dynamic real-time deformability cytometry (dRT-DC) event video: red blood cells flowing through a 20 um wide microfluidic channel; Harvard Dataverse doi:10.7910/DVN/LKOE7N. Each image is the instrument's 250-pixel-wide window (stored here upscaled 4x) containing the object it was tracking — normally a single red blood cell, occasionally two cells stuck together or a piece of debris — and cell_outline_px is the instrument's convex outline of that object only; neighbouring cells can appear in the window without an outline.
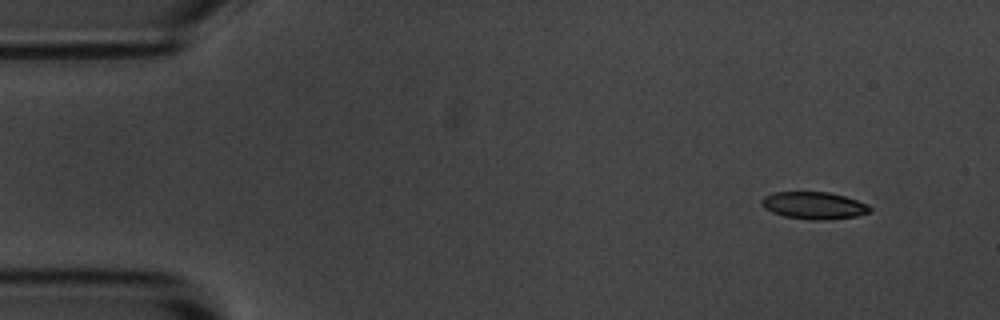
{"species": "common noctule bat (a hibernating species)", "species_latin": "Nyctalus noctula", "temperature_condition": "room temperature", "stored_images_in_passage": 4, "camera_frame_rate_fps": 3000, "um_per_image_px": 0.085, "animal": {"sex": "male", "body_mass_g": 20.1, "forearm_length_mm": 53.5}, "frame": {"image": 1, "passage_image": 1, "time_ms": 0.0, "image_size_px": [1000, 320], "cell_outline_px": [[872, 212], [856, 216], [824, 220], [812, 220], [784, 216], [772, 212], [764, 208], [760, 204], [760, 200], [764, 196], [772, 192], [828, 192], [844, 196], [868, 204], [872, 208]], "centroid_in_image_um": [69.17, 17.46], "position_along_channel_um": 15.8, "area_um2": 17.28}}
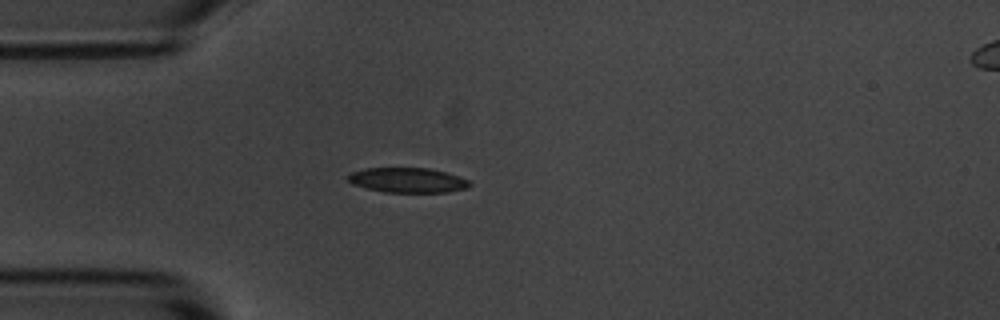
{"frame": {"image": 2, "passage_image": 4, "time_ms": 3.333, "image_size_px": [1000, 320], "cell_outline_px": [[472, 184], [468, 188], [448, 192], [384, 192], [352, 184], [344, 176], [348, 172], [364, 168], [428, 168], [444, 172], [468, 180]], "centroid_in_image_um": [34.58, 15.31], "position_along_channel_um": 50.4, "area_um2": 17.69}}